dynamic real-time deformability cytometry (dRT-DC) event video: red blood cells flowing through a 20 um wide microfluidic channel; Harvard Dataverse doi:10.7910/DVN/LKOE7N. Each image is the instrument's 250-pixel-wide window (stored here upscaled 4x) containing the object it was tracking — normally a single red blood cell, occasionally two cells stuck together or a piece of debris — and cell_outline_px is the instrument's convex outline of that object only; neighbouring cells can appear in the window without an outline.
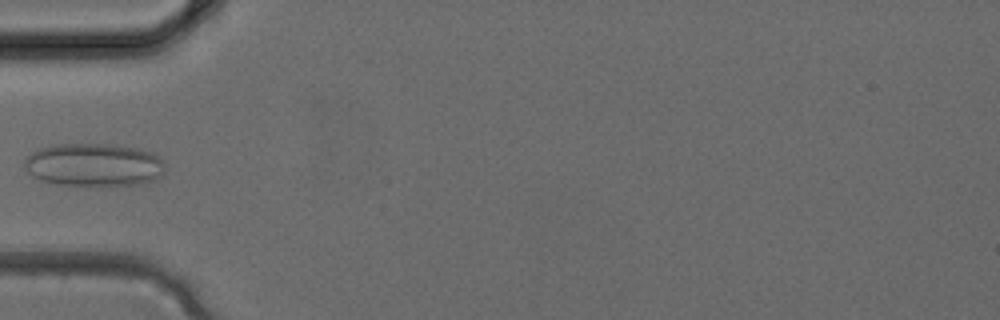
{"species": "common noctule bat (a hibernating species)", "species_latin": "Nyctalus noctula", "temperature_condition": "cold", "stored_images_in_passage": 3, "camera_frame_rate_fps": 3000, "um_per_image_px": 0.085, "animal": {"sex": "female", "body_mass_g": 24.6, "forearm_length_mm": 56.2}, "frame": {"image": 1, "passage_image": 3, "time_ms": 0.667, "image_size_px": [1000, 320], "cell_outline_px": [[164, 172], [156, 180], [140, 184], [60, 184], [40, 180], [32, 176], [24, 168], [24, 156], [40, 148], [52, 144], [116, 144], [156, 152], [164, 160]], "centroid_in_image_um": [7.99, 13.98], "position_along_channel_um": 77.0, "area_um2": 35.49}}